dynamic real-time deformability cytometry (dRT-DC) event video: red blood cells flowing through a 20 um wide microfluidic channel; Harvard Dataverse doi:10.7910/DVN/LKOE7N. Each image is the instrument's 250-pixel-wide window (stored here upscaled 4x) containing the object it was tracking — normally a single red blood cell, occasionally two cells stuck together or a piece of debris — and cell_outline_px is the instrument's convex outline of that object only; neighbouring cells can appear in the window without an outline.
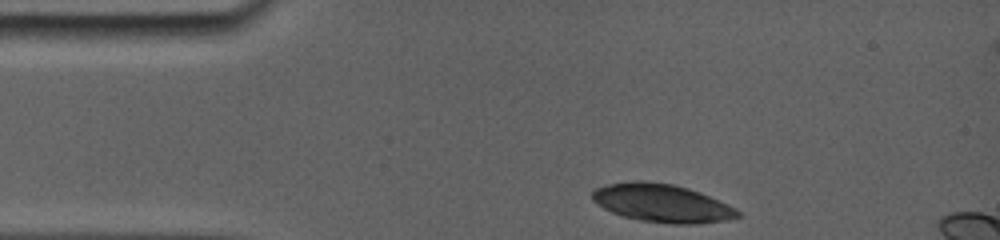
{"species": "common noctule bat (a hibernating species)", "species_latin": "Nyctalus noctula", "temperature_condition": "room temperature", "stored_images_in_passage": 9, "camera_frame_rate_fps": 5000, "um_per_image_px": 0.085, "animal": {"sex": "female", "body_mass_g": 19.0, "forearm_length_mm": 56.7}, "frame": {"image": 1, "passage_image": 1, "time_ms": 0.0, "image_size_px": [1000, 240], "cell_outline_px": [[740, 216], [728, 220], [696, 224], [672, 224], [640, 220], [624, 216], [612, 212], [596, 204], [592, 200], [592, 192], [596, 188], [608, 184], [632, 180], [644, 180], [672, 184], [688, 188], [700, 192], [728, 204], [736, 208], [740, 212]], "centroid_in_image_um": [56.27, 17.26], "position_along_channel_um": 28.7, "area_um2": 32.43}}